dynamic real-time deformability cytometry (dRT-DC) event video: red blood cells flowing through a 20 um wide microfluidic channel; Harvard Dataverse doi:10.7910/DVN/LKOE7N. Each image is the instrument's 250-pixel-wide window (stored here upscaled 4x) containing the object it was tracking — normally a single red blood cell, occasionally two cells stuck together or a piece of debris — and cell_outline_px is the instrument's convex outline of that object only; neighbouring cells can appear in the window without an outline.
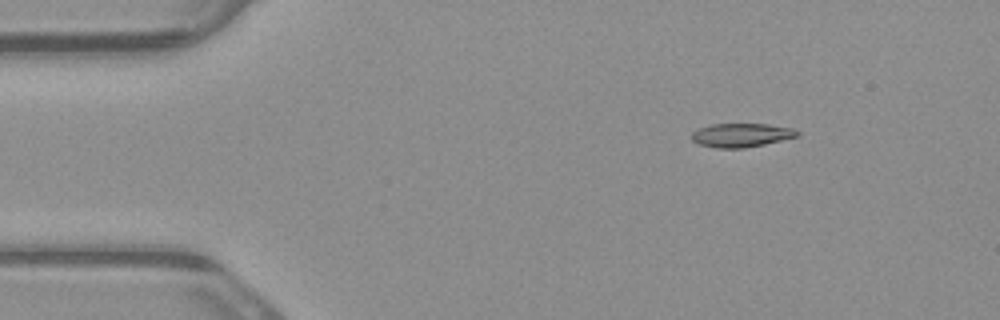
{"species": "common noctule bat (a hibernating species)", "species_latin": "Nyctalus noctula", "temperature_condition": "warm", "stored_images_in_passage": 5, "camera_frame_rate_fps": 3000, "um_per_image_px": 0.085, "animal": {"sex": "male", "body_mass_g": 23.1, "forearm_length_mm": 52.7}, "frame": {"image": 1, "passage_image": 2, "time_ms": 0.333, "image_size_px": [1000, 320], "cell_outline_px": [[800, 136], [764, 144], [744, 148], [716, 148], [700, 144], [692, 140], [692, 132], [700, 128], [712, 124], [768, 124], [792, 128], [800, 132]], "centroid_in_image_um": [63.04, 11.48], "position_along_channel_um": 22.0, "area_um2": 14.57}}
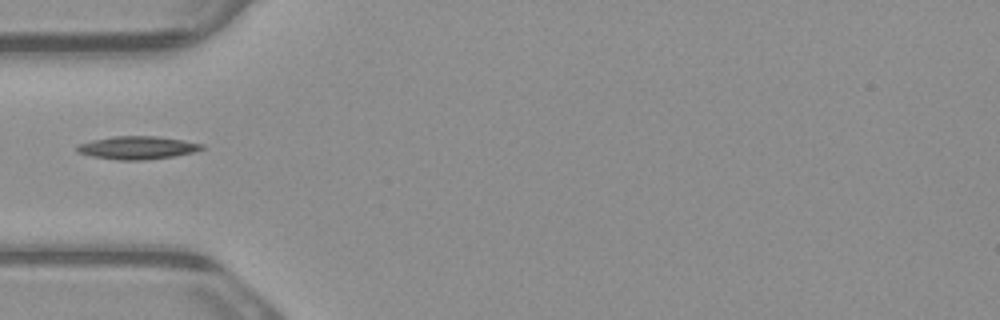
{"frame": {"image": 2, "passage_image": 5, "time_ms": 1.333, "image_size_px": [1000, 320], "cell_outline_px": [[204, 148], [192, 152], [172, 156], [144, 160], [120, 160], [92, 156], [76, 152], [76, 148], [80, 144], [92, 140], [112, 136], [156, 136], [184, 140], [204, 144]], "centroid_in_image_um": [11.67, 12.55], "position_along_channel_um": 73.3, "area_um2": 16.59}}